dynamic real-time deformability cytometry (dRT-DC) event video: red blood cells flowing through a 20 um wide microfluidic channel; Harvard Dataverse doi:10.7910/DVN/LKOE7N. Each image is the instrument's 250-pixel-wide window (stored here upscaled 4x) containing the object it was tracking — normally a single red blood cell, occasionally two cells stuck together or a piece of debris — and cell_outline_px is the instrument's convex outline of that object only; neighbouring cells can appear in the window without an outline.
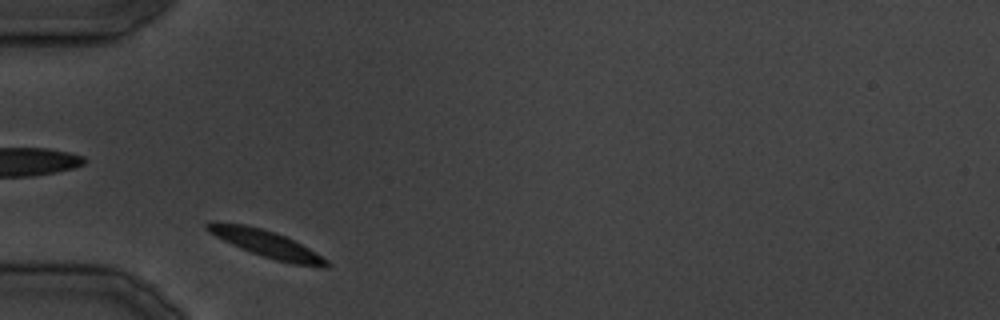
{"species": "common noctule bat (a hibernating species)", "species_latin": "Nyctalus noctula", "temperature_condition": "cold", "stored_images_in_passage": 25, "camera_frame_rate_fps": 3000, "um_per_image_px": 0.085, "animal": {"sex": "male", "body_mass_g": 19.5, "forearm_length_mm": 54.6}, "frame": {"image": 1, "passage_image": 1, "time_ms": 0.0, "image_size_px": [1000, 320], "cell_outline_px": [[332, 264], [328, 268], [320, 268], [292, 264], [276, 260], [252, 252], [232, 244], [208, 232], [204, 228], [204, 224], [212, 220], [244, 224], [260, 228], [284, 236], [308, 248], [328, 260]], "centroid_in_image_um": [22.64, 20.73], "position_along_channel_um": 62.4, "area_um2": 18.67}}
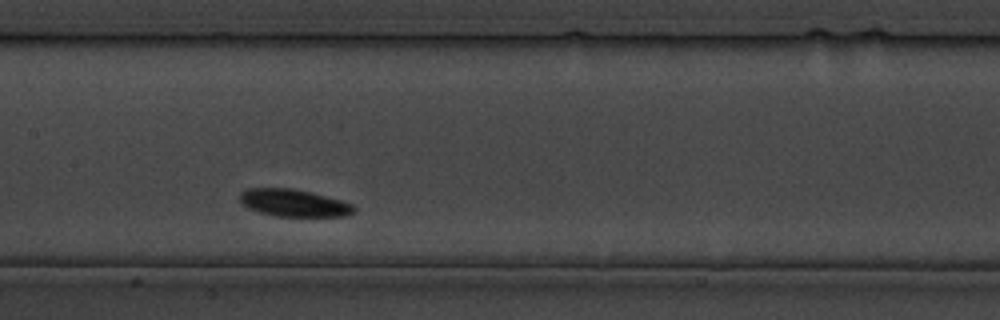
{"frame": {"image": 2, "passage_image": 8, "time_ms": 9.0, "image_size_px": [1000, 320], "cell_outline_px": [[356, 208], [348, 216], [276, 216], [260, 212], [248, 208], [240, 200], [240, 192], [248, 188], [292, 188], [312, 192], [340, 200], [352, 204]], "centroid_in_image_um": [24.97, 17.24], "position_along_channel_um": 182.4, "area_um2": 18.03}}
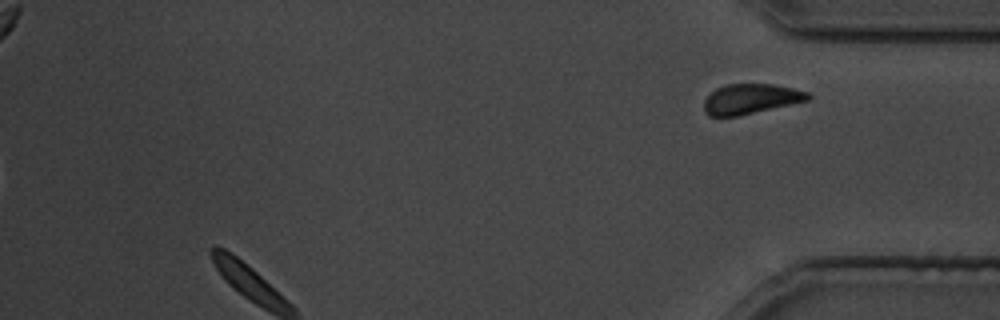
{"frame": {"image": 3, "passage_image": 25, "time_ms": 29.333, "image_size_px": [1000, 320], "cell_outline_px": [[812, 96], [808, 100], [740, 116], [708, 116], [704, 112], [704, 100], [716, 88], [724, 84], [772, 84], [792, 88], [808, 92]], "centroid_in_image_um": [63.79, 8.41], "position_along_channel_um": 371.4, "area_um2": 18.21}}